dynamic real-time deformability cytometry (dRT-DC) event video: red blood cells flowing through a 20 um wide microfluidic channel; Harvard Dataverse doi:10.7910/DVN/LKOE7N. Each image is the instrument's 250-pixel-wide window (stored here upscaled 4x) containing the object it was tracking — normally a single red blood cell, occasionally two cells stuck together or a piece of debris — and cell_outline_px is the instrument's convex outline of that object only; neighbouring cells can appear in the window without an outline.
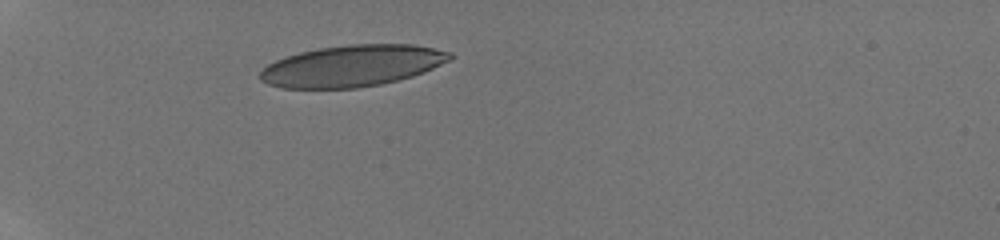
{"species": "human", "species_latin": "Homo sapiens", "temperature_condition": "room temperature", "stored_images_in_passage": 3, "camera_frame_rate_fps": 3000, "um_per_image_px": 0.085, "donor": {"sex": "male"}, "frame": {"image": 1, "passage_image": 1, "time_ms": 0.0, "image_size_px": [1000, 240], "cell_outline_px": [[452, 60], [424, 72], [412, 76], [380, 84], [356, 88], [280, 88], [268, 84], [260, 80], [260, 72], [268, 64], [284, 56], [300, 52], [320, 48], [352, 44], [412, 44], [452, 52]], "centroid_in_image_um": [29.93, 5.59], "position_along_channel_um": 55.1, "area_um2": 45.78}}
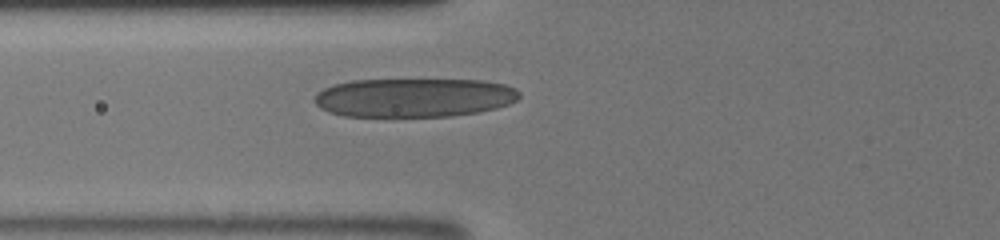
{"frame": {"image": 2, "passage_image": 3, "time_ms": 1.667, "image_size_px": [1000, 240], "cell_outline_px": [[520, 96], [516, 100], [508, 104], [496, 108], [480, 112], [452, 116], [344, 116], [328, 112], [320, 108], [312, 100], [316, 92], [324, 88], [336, 84], [352, 80], [484, 80], [504, 84], [516, 88], [520, 92]], "centroid_in_image_um": [35.19, 8.3], "position_along_channel_um": 90.6, "area_um2": 46.64}}